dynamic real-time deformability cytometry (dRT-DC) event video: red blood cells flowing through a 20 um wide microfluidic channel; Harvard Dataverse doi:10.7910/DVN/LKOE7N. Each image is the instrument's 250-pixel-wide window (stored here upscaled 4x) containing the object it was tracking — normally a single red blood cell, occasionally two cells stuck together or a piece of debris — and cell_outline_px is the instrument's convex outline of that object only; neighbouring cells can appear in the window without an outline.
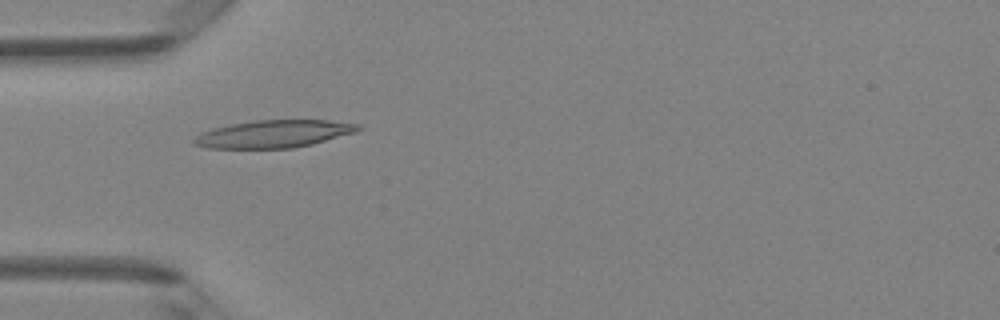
{"species": "Egyptian fruit bat (a non-hibernating species)", "species_latin": "Rousettus aegyptiacus", "temperature_condition": "room temperature", "stored_images_in_passage": 37, "camera_frame_rate_fps": 3000, "um_per_image_px": 0.085, "animal": {"sex": "female"}, "frame": {"image": 1, "passage_image": 4, "time_ms": 1.0, "image_size_px": [1000, 320], "cell_outline_px": [[364, 128], [356, 132], [312, 144], [292, 148], [208, 148], [192, 144], [192, 140], [200, 132], [212, 128], [232, 124], [256, 120], [328, 120], [360, 124]], "centroid_in_image_um": [23.27, 11.38], "position_along_channel_um": 61.7, "area_um2": 26.41}}
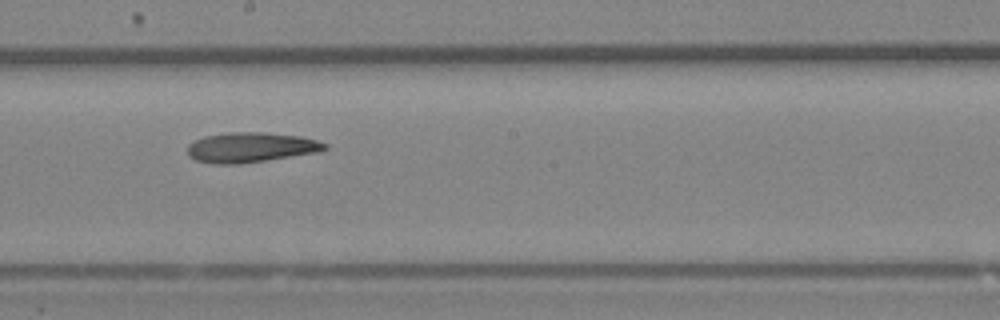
{"frame": {"image": 2, "passage_image": 16, "time_ms": 5.0, "image_size_px": [1000, 320], "cell_outline_px": [[328, 148], [320, 152], [240, 164], [212, 164], [196, 160], [188, 156], [188, 144], [204, 136], [228, 132], [264, 132], [300, 136], [316, 140], [328, 144]], "centroid_in_image_um": [21.32, 12.53], "position_along_channel_um": 226.9, "area_um2": 24.16}}
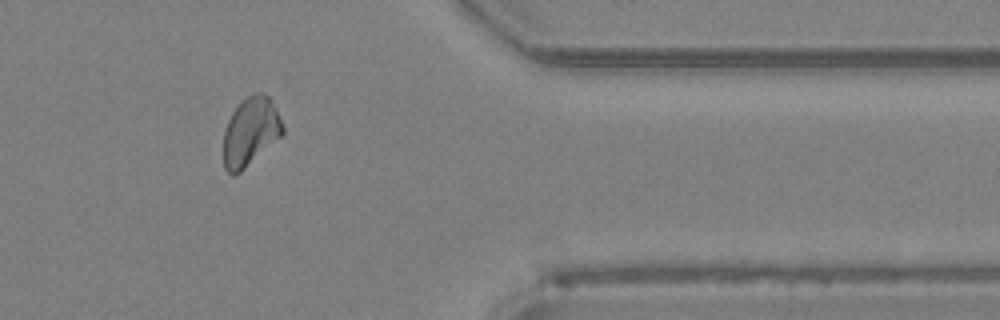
{"frame": {"image": 3, "passage_image": 29, "time_ms": 9.333, "image_size_px": [1000, 320], "cell_outline_px": [[284, 132], [280, 136], [236, 176], [232, 176], [224, 168], [224, 128], [232, 112], [240, 100], [256, 92], [264, 92], [272, 100], [276, 108], [284, 128]], "centroid_in_image_um": [21.27, 11.17], "position_along_channel_um": 390.1, "area_um2": 23.64}, "authors_computed_cell_mechanics": {"area_um2": 23.8136, "velocity_mm_per_s": 4.1987, "shape_relaxation_time_tau1_ms": null, "shape_relaxation_time_tau2_ms": 8.2002, "deformation_change_tau1": null, "deformation_change_tau2": 0.1716}}